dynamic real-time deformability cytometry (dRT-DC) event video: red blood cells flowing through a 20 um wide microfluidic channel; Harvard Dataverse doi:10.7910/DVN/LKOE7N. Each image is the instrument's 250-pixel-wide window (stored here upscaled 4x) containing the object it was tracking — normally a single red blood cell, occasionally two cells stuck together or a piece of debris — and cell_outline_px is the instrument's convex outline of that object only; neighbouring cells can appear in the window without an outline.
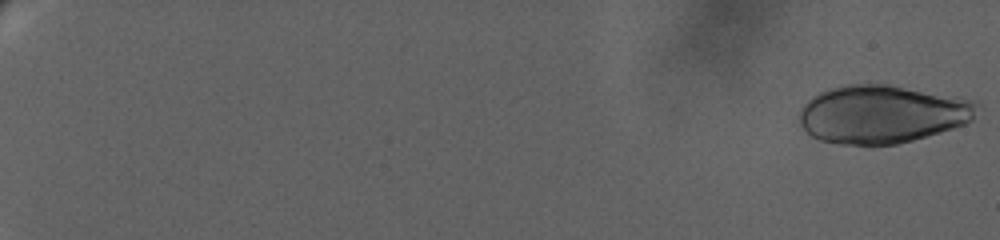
{"species": "human", "species_latin": "Homo sapiens", "temperature_condition": "warm", "stored_images_in_passage": 21, "camera_frame_rate_fps": 3000, "um_per_image_px": 0.085, "donor": {"sex": "female"}, "frame": {"image": 1, "passage_image": 1, "time_ms": 0.0, "image_size_px": [1000, 240], "cell_outline_px": [[984, 108], [972, 120], [964, 124], [940, 132], [912, 140], [896, 144], [840, 144], [820, 140], [812, 136], [800, 124], [796, 116], [800, 108], [812, 96], [828, 88], [840, 84], [888, 84], [956, 96], [976, 100]], "centroid_in_image_um": [75.0, 9.68], "position_along_channel_um": 10.0, "area_um2": 60.86}}
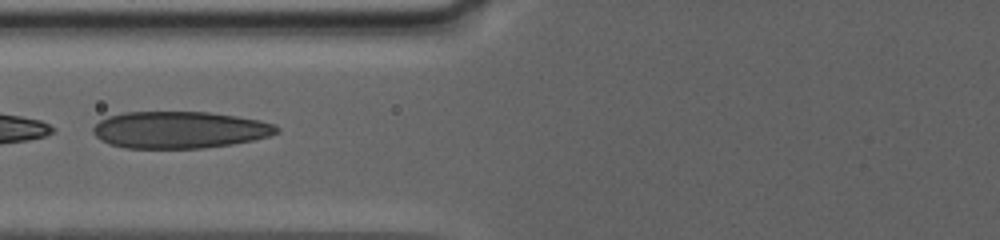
{"frame": {"image": 2, "passage_image": 20, "time_ms": 12.667, "image_size_px": [1000, 240], "cell_outline_px": [[280, 132], [268, 136], [252, 140], [232, 144], [204, 148], [124, 148], [108, 144], [100, 140], [92, 132], [92, 128], [100, 120], [108, 116], [124, 112], [208, 112], [236, 116], [260, 120], [276, 124], [280, 128]], "centroid_in_image_um": [15.26, 11.04], "position_along_channel_um": 110.5, "area_um2": 39.71}}